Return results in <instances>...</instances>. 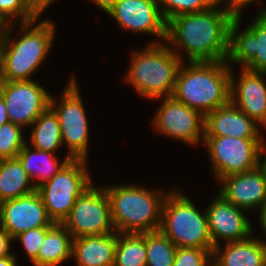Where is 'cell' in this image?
I'll return each mask as SVG.
<instances>
[{"instance_id": "35", "label": "cell", "mask_w": 266, "mask_h": 266, "mask_svg": "<svg viewBox=\"0 0 266 266\" xmlns=\"http://www.w3.org/2000/svg\"><path fill=\"white\" fill-rule=\"evenodd\" d=\"M94 3L99 5L102 10H104L107 14L111 15L116 6V2L118 0H92Z\"/></svg>"}, {"instance_id": "9", "label": "cell", "mask_w": 266, "mask_h": 266, "mask_svg": "<svg viewBox=\"0 0 266 266\" xmlns=\"http://www.w3.org/2000/svg\"><path fill=\"white\" fill-rule=\"evenodd\" d=\"M75 77H71L64 89L60 105L50 97L49 106L55 111L59 119L62 142L67 145L72 159L86 160L88 152V120L84 110L81 95L77 88Z\"/></svg>"}, {"instance_id": "15", "label": "cell", "mask_w": 266, "mask_h": 266, "mask_svg": "<svg viewBox=\"0 0 266 266\" xmlns=\"http://www.w3.org/2000/svg\"><path fill=\"white\" fill-rule=\"evenodd\" d=\"M242 211L243 209L226 201L220 194L209 204L206 214L214 247L219 245V238L230 243L251 236V224Z\"/></svg>"}, {"instance_id": "30", "label": "cell", "mask_w": 266, "mask_h": 266, "mask_svg": "<svg viewBox=\"0 0 266 266\" xmlns=\"http://www.w3.org/2000/svg\"><path fill=\"white\" fill-rule=\"evenodd\" d=\"M212 253L211 249L177 247L173 266H207Z\"/></svg>"}, {"instance_id": "7", "label": "cell", "mask_w": 266, "mask_h": 266, "mask_svg": "<svg viewBox=\"0 0 266 266\" xmlns=\"http://www.w3.org/2000/svg\"><path fill=\"white\" fill-rule=\"evenodd\" d=\"M86 160L70 159L49 181L36 188L48 217L62 224L78 197L92 185Z\"/></svg>"}, {"instance_id": "32", "label": "cell", "mask_w": 266, "mask_h": 266, "mask_svg": "<svg viewBox=\"0 0 266 266\" xmlns=\"http://www.w3.org/2000/svg\"><path fill=\"white\" fill-rule=\"evenodd\" d=\"M51 228L52 227H38L29 229L14 238L21 241L32 263L37 260L39 248L44 241L46 233Z\"/></svg>"}, {"instance_id": "20", "label": "cell", "mask_w": 266, "mask_h": 266, "mask_svg": "<svg viewBox=\"0 0 266 266\" xmlns=\"http://www.w3.org/2000/svg\"><path fill=\"white\" fill-rule=\"evenodd\" d=\"M117 232L84 236L72 241V256L78 266H114Z\"/></svg>"}, {"instance_id": "4", "label": "cell", "mask_w": 266, "mask_h": 266, "mask_svg": "<svg viewBox=\"0 0 266 266\" xmlns=\"http://www.w3.org/2000/svg\"><path fill=\"white\" fill-rule=\"evenodd\" d=\"M114 229L118 233H148L160 229L166 194L135 185L104 187Z\"/></svg>"}, {"instance_id": "40", "label": "cell", "mask_w": 266, "mask_h": 266, "mask_svg": "<svg viewBox=\"0 0 266 266\" xmlns=\"http://www.w3.org/2000/svg\"><path fill=\"white\" fill-rule=\"evenodd\" d=\"M259 209L261 228H263L264 234H266V201L259 207Z\"/></svg>"}, {"instance_id": "39", "label": "cell", "mask_w": 266, "mask_h": 266, "mask_svg": "<svg viewBox=\"0 0 266 266\" xmlns=\"http://www.w3.org/2000/svg\"><path fill=\"white\" fill-rule=\"evenodd\" d=\"M10 23L0 14V43L7 35Z\"/></svg>"}, {"instance_id": "6", "label": "cell", "mask_w": 266, "mask_h": 266, "mask_svg": "<svg viewBox=\"0 0 266 266\" xmlns=\"http://www.w3.org/2000/svg\"><path fill=\"white\" fill-rule=\"evenodd\" d=\"M159 230L177 247L214 250L206 211L202 215L191 200L178 191L166 196Z\"/></svg>"}, {"instance_id": "19", "label": "cell", "mask_w": 266, "mask_h": 266, "mask_svg": "<svg viewBox=\"0 0 266 266\" xmlns=\"http://www.w3.org/2000/svg\"><path fill=\"white\" fill-rule=\"evenodd\" d=\"M231 102L205 116V136L262 139L260 127Z\"/></svg>"}, {"instance_id": "17", "label": "cell", "mask_w": 266, "mask_h": 266, "mask_svg": "<svg viewBox=\"0 0 266 266\" xmlns=\"http://www.w3.org/2000/svg\"><path fill=\"white\" fill-rule=\"evenodd\" d=\"M158 4V0H118L111 17L124 29L155 34L166 40L167 22Z\"/></svg>"}, {"instance_id": "29", "label": "cell", "mask_w": 266, "mask_h": 266, "mask_svg": "<svg viewBox=\"0 0 266 266\" xmlns=\"http://www.w3.org/2000/svg\"><path fill=\"white\" fill-rule=\"evenodd\" d=\"M219 0H158L161 13L167 22L173 17L186 13L204 11L214 6Z\"/></svg>"}, {"instance_id": "38", "label": "cell", "mask_w": 266, "mask_h": 266, "mask_svg": "<svg viewBox=\"0 0 266 266\" xmlns=\"http://www.w3.org/2000/svg\"><path fill=\"white\" fill-rule=\"evenodd\" d=\"M7 122H9L7 108H6V104L4 102V99H3L2 95L0 94V126L2 124L7 123Z\"/></svg>"}, {"instance_id": "21", "label": "cell", "mask_w": 266, "mask_h": 266, "mask_svg": "<svg viewBox=\"0 0 266 266\" xmlns=\"http://www.w3.org/2000/svg\"><path fill=\"white\" fill-rule=\"evenodd\" d=\"M220 244L214 247L211 266H266V241L248 237L226 243L220 253ZM214 262V263H213Z\"/></svg>"}, {"instance_id": "16", "label": "cell", "mask_w": 266, "mask_h": 266, "mask_svg": "<svg viewBox=\"0 0 266 266\" xmlns=\"http://www.w3.org/2000/svg\"><path fill=\"white\" fill-rule=\"evenodd\" d=\"M265 71H252L242 67L239 81L230 77V102L259 125L266 127Z\"/></svg>"}, {"instance_id": "3", "label": "cell", "mask_w": 266, "mask_h": 266, "mask_svg": "<svg viewBox=\"0 0 266 266\" xmlns=\"http://www.w3.org/2000/svg\"><path fill=\"white\" fill-rule=\"evenodd\" d=\"M35 21L21 23L24 35L15 41L9 39L14 26L10 24L6 37L0 43V81L32 80L30 76L50 51L54 24L44 20L33 26Z\"/></svg>"}, {"instance_id": "1", "label": "cell", "mask_w": 266, "mask_h": 266, "mask_svg": "<svg viewBox=\"0 0 266 266\" xmlns=\"http://www.w3.org/2000/svg\"><path fill=\"white\" fill-rule=\"evenodd\" d=\"M219 0L207 10L186 13L167 21L166 42L183 48L189 62L226 61L229 51V28L236 14ZM217 8V9H216Z\"/></svg>"}, {"instance_id": "22", "label": "cell", "mask_w": 266, "mask_h": 266, "mask_svg": "<svg viewBox=\"0 0 266 266\" xmlns=\"http://www.w3.org/2000/svg\"><path fill=\"white\" fill-rule=\"evenodd\" d=\"M72 238V239H70ZM73 237L63 224L56 223L45 235L34 266H58L72 257Z\"/></svg>"}, {"instance_id": "31", "label": "cell", "mask_w": 266, "mask_h": 266, "mask_svg": "<svg viewBox=\"0 0 266 266\" xmlns=\"http://www.w3.org/2000/svg\"><path fill=\"white\" fill-rule=\"evenodd\" d=\"M0 14L10 24L17 16L21 17L22 23L37 20L30 10L28 0H0Z\"/></svg>"}, {"instance_id": "10", "label": "cell", "mask_w": 266, "mask_h": 266, "mask_svg": "<svg viewBox=\"0 0 266 266\" xmlns=\"http://www.w3.org/2000/svg\"><path fill=\"white\" fill-rule=\"evenodd\" d=\"M260 142L261 139L204 136L217 179L257 168Z\"/></svg>"}, {"instance_id": "28", "label": "cell", "mask_w": 266, "mask_h": 266, "mask_svg": "<svg viewBox=\"0 0 266 266\" xmlns=\"http://www.w3.org/2000/svg\"><path fill=\"white\" fill-rule=\"evenodd\" d=\"M25 144L22 126L10 121L0 126V160L16 158Z\"/></svg>"}, {"instance_id": "37", "label": "cell", "mask_w": 266, "mask_h": 266, "mask_svg": "<svg viewBox=\"0 0 266 266\" xmlns=\"http://www.w3.org/2000/svg\"><path fill=\"white\" fill-rule=\"evenodd\" d=\"M266 144H264V140L261 139L260 145H259V151H258V168L261 170V172L266 177V157L261 162V157L263 154L266 156Z\"/></svg>"}, {"instance_id": "2", "label": "cell", "mask_w": 266, "mask_h": 266, "mask_svg": "<svg viewBox=\"0 0 266 266\" xmlns=\"http://www.w3.org/2000/svg\"><path fill=\"white\" fill-rule=\"evenodd\" d=\"M227 61H197L183 64L172 96L206 116L230 102L231 67Z\"/></svg>"}, {"instance_id": "18", "label": "cell", "mask_w": 266, "mask_h": 266, "mask_svg": "<svg viewBox=\"0 0 266 266\" xmlns=\"http://www.w3.org/2000/svg\"><path fill=\"white\" fill-rule=\"evenodd\" d=\"M219 194L241 209L260 207L266 201V177L257 167L251 171L225 176Z\"/></svg>"}, {"instance_id": "27", "label": "cell", "mask_w": 266, "mask_h": 266, "mask_svg": "<svg viewBox=\"0 0 266 266\" xmlns=\"http://www.w3.org/2000/svg\"><path fill=\"white\" fill-rule=\"evenodd\" d=\"M177 246L160 230L146 233V266H173Z\"/></svg>"}, {"instance_id": "34", "label": "cell", "mask_w": 266, "mask_h": 266, "mask_svg": "<svg viewBox=\"0 0 266 266\" xmlns=\"http://www.w3.org/2000/svg\"><path fill=\"white\" fill-rule=\"evenodd\" d=\"M54 1L55 0H28V4L33 15L38 19L44 9Z\"/></svg>"}, {"instance_id": "11", "label": "cell", "mask_w": 266, "mask_h": 266, "mask_svg": "<svg viewBox=\"0 0 266 266\" xmlns=\"http://www.w3.org/2000/svg\"><path fill=\"white\" fill-rule=\"evenodd\" d=\"M241 14L236 15L229 28L227 62L241 63L243 68L266 72V14L259 13L251 25L238 33Z\"/></svg>"}, {"instance_id": "36", "label": "cell", "mask_w": 266, "mask_h": 266, "mask_svg": "<svg viewBox=\"0 0 266 266\" xmlns=\"http://www.w3.org/2000/svg\"><path fill=\"white\" fill-rule=\"evenodd\" d=\"M225 1V0H224ZM228 1V0H227ZM254 0H229L227 6L236 14H241V8Z\"/></svg>"}, {"instance_id": "25", "label": "cell", "mask_w": 266, "mask_h": 266, "mask_svg": "<svg viewBox=\"0 0 266 266\" xmlns=\"http://www.w3.org/2000/svg\"><path fill=\"white\" fill-rule=\"evenodd\" d=\"M31 144L34 149L54 153L62 144L61 128L55 111L48 106L33 122Z\"/></svg>"}, {"instance_id": "23", "label": "cell", "mask_w": 266, "mask_h": 266, "mask_svg": "<svg viewBox=\"0 0 266 266\" xmlns=\"http://www.w3.org/2000/svg\"><path fill=\"white\" fill-rule=\"evenodd\" d=\"M16 158L20 161L31 180H34V178L40 179L37 183L33 184L36 188L49 181L70 159H72L67 155L60 164L53 153L38 149H35L33 152L30 150L27 143L21 148ZM36 160L38 162H36Z\"/></svg>"}, {"instance_id": "41", "label": "cell", "mask_w": 266, "mask_h": 266, "mask_svg": "<svg viewBox=\"0 0 266 266\" xmlns=\"http://www.w3.org/2000/svg\"><path fill=\"white\" fill-rule=\"evenodd\" d=\"M14 256H5L0 258V266H17Z\"/></svg>"}, {"instance_id": "26", "label": "cell", "mask_w": 266, "mask_h": 266, "mask_svg": "<svg viewBox=\"0 0 266 266\" xmlns=\"http://www.w3.org/2000/svg\"><path fill=\"white\" fill-rule=\"evenodd\" d=\"M146 262V233L117 232L114 266H146Z\"/></svg>"}, {"instance_id": "33", "label": "cell", "mask_w": 266, "mask_h": 266, "mask_svg": "<svg viewBox=\"0 0 266 266\" xmlns=\"http://www.w3.org/2000/svg\"><path fill=\"white\" fill-rule=\"evenodd\" d=\"M13 241L10 234L0 225V258L14 256L9 253L10 242Z\"/></svg>"}, {"instance_id": "8", "label": "cell", "mask_w": 266, "mask_h": 266, "mask_svg": "<svg viewBox=\"0 0 266 266\" xmlns=\"http://www.w3.org/2000/svg\"><path fill=\"white\" fill-rule=\"evenodd\" d=\"M74 238L111 234L114 226L110 202L104 188L89 186L76 200L62 223Z\"/></svg>"}, {"instance_id": "24", "label": "cell", "mask_w": 266, "mask_h": 266, "mask_svg": "<svg viewBox=\"0 0 266 266\" xmlns=\"http://www.w3.org/2000/svg\"><path fill=\"white\" fill-rule=\"evenodd\" d=\"M17 158L0 160V200L16 199L36 191ZM30 184V185H29Z\"/></svg>"}, {"instance_id": "5", "label": "cell", "mask_w": 266, "mask_h": 266, "mask_svg": "<svg viewBox=\"0 0 266 266\" xmlns=\"http://www.w3.org/2000/svg\"><path fill=\"white\" fill-rule=\"evenodd\" d=\"M176 49L152 42L132 56L126 80L136 91L151 99L172 96L182 61Z\"/></svg>"}, {"instance_id": "13", "label": "cell", "mask_w": 266, "mask_h": 266, "mask_svg": "<svg viewBox=\"0 0 266 266\" xmlns=\"http://www.w3.org/2000/svg\"><path fill=\"white\" fill-rule=\"evenodd\" d=\"M163 101L153 120L156 130L188 144L199 143L200 137L204 140L205 116L202 113L173 96L165 97Z\"/></svg>"}, {"instance_id": "12", "label": "cell", "mask_w": 266, "mask_h": 266, "mask_svg": "<svg viewBox=\"0 0 266 266\" xmlns=\"http://www.w3.org/2000/svg\"><path fill=\"white\" fill-rule=\"evenodd\" d=\"M0 94L6 104L9 121L32 126L50 103L49 93L33 80L0 81Z\"/></svg>"}, {"instance_id": "14", "label": "cell", "mask_w": 266, "mask_h": 266, "mask_svg": "<svg viewBox=\"0 0 266 266\" xmlns=\"http://www.w3.org/2000/svg\"><path fill=\"white\" fill-rule=\"evenodd\" d=\"M37 191L3 201L0 204V225L14 239L19 234L38 227H53Z\"/></svg>"}]
</instances>
